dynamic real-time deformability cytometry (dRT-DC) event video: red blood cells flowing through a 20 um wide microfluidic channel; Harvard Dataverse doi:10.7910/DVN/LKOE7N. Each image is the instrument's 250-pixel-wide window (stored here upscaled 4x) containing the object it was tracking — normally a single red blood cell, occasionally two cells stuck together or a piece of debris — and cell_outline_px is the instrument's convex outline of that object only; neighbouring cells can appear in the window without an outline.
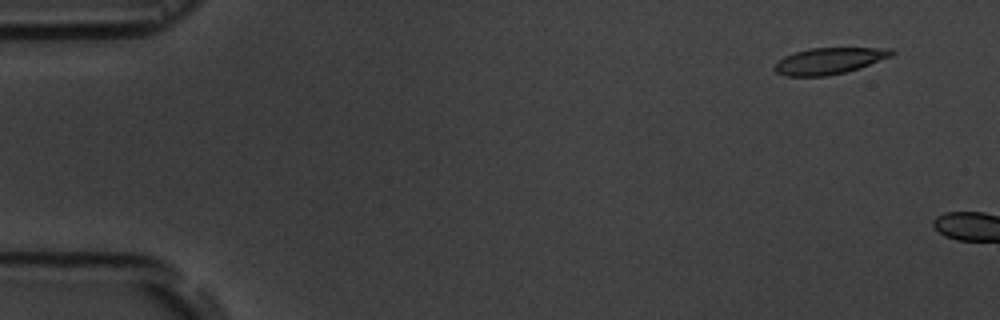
{"species": "common noctule bat (a hibernating species)", "species_latin": "Nyctalus noctula", "temperature_condition": "room temperature", "stored_images_in_passage": 2, "camera_frame_rate_fps": 3000, "um_per_image_px": 0.085, "animal": {"sex": "male", "body_mass_g": 19.5, "forearm_length_mm": 54.6}, "frame": {"image": 1, "passage_image": 1, "time_ms": 0.0, "image_size_px": [1000, 320], "cell_outline_px": [[896, 52], [892, 56], [860, 68], [828, 76], [784, 76], [776, 72], [772, 68], [772, 64], [784, 56], [796, 52], [812, 48], [892, 48]], "centroid_in_image_um": [70.46, 5.18], "position_along_channel_um": 14.5, "area_um2": 18.15}}